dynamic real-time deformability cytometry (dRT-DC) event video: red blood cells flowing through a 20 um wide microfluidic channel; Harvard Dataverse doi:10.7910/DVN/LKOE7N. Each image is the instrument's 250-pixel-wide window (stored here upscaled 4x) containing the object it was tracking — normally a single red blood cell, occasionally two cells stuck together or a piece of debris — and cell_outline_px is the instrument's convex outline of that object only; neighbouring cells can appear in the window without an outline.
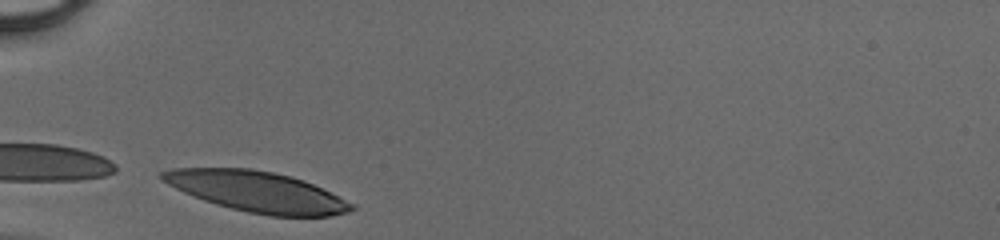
{"species": "human", "species_latin": "Homo sapiens", "temperature_condition": "cold", "stored_images_in_passage": 25, "camera_frame_rate_fps": 3000, "um_per_image_px": 0.085, "donor": {"sex": "male"}, "frame": {"image": 1, "passage_image": 1, "time_ms": 0.0, "image_size_px": [1000, 240], "cell_outline_px": [[356, 208], [348, 212], [328, 216], [268, 216], [248, 212], [216, 204], [204, 200], [184, 192], [168, 184], [160, 176], [160, 172], [172, 168], [252, 168], [292, 176], [304, 180], [352, 204]], "centroid_in_image_um": [21.82, 16.28], "position_along_channel_um": 63.2, "area_um2": 44.16}}
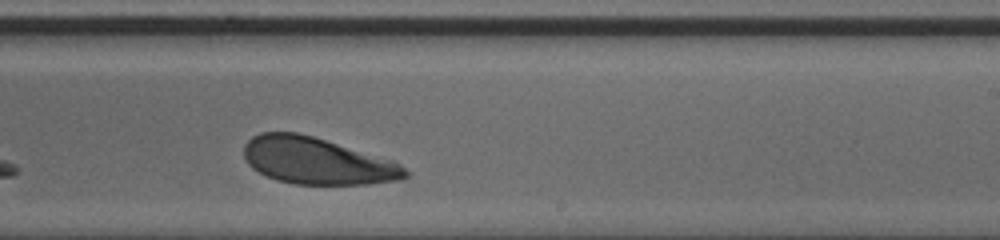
{"frame": {"image": 2, "passage_image": 16, "time_ms": 5.0, "image_size_px": [1000, 240], "cell_outline_px": [[408, 176], [400, 180], [368, 184], [292, 184], [276, 180], [264, 176], [252, 168], [244, 160], [244, 144], [252, 136], [260, 132], [296, 132], [312, 136], [392, 160], [400, 164], [408, 172]], "centroid_in_image_um": [26.89, 13.68], "position_along_channel_um": 262.1, "area_um2": 43.99}}
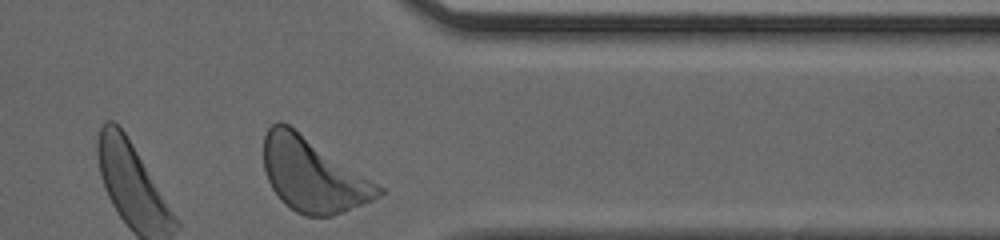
{"frame": {"image": 3, "passage_image": 25, "time_ms": 8.0, "image_size_px": [1000, 240], "cell_outline_px": [[384, 192], [372, 200], [344, 212], [332, 216], [304, 216], [296, 212], [284, 204], [280, 200], [272, 188], [264, 172], [264, 136], [268, 128], [272, 124], [280, 120], [288, 124], [384, 188]], "centroid_in_image_um": [26.56, 14.88], "position_along_channel_um": 384.8, "area_um2": 49.01}}